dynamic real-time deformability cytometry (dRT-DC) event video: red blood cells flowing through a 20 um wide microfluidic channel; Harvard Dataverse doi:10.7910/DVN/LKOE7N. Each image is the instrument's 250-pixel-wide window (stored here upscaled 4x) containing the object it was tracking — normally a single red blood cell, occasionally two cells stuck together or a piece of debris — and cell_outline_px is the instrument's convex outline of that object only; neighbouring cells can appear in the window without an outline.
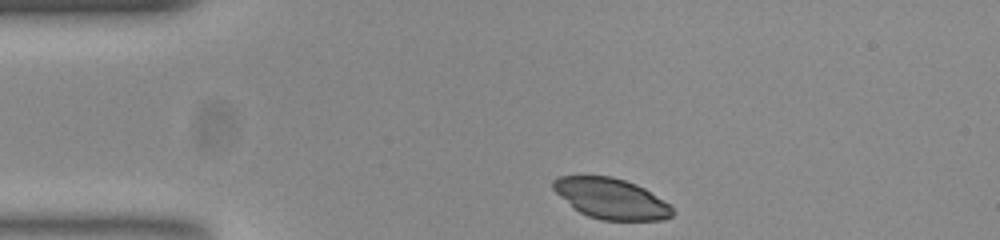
{"species": "common noctule bat (a hibernating species)", "species_latin": "Nyctalus noctula", "temperature_condition": "room temperature", "stored_images_in_passage": 35, "camera_frame_rate_fps": 3000, "um_per_image_px": 0.085, "animal": {"sex": "female", "body_mass_g": 23.0, "forearm_length_mm": 53.4}, "frame": {"image": 1, "passage_image": 1, "time_ms": 0.0, "image_size_px": [1000, 240], "cell_outline_px": [[672, 216], [660, 220], [600, 220], [588, 216], [580, 212], [556, 192], [552, 188], [552, 180], [560, 176], [612, 176], [636, 184], [644, 188], [668, 204], [672, 208]], "centroid_in_image_um": [51.92, 16.87], "position_along_channel_um": 33.1, "area_um2": 27.74}}
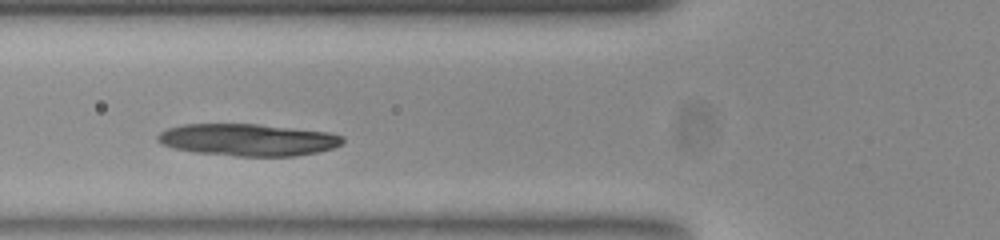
{"frame": {"image": 2, "passage_image": 10, "time_ms": 3.0, "image_size_px": [1000, 240], "cell_outline_px": [[344, 140], [340, 144], [332, 148], [316, 152], [292, 156], [236, 156], [196, 152], [176, 148], [164, 144], [156, 136], [160, 132], [168, 128], [184, 124], [256, 124], [328, 132], [344, 136]], "centroid_in_image_um": [21.09, 11.88], "position_along_channel_um": 104.7, "area_um2": 34.1}}
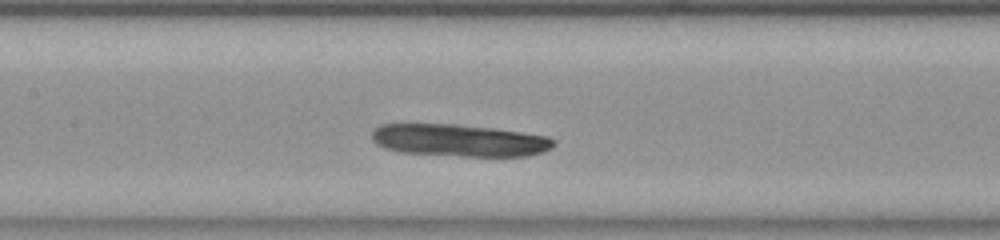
{"frame": {"image": 3, "passage_image": 15, "time_ms": 4.667, "image_size_px": [1000, 240], "cell_outline_px": [[556, 144], [552, 148], [544, 152], [528, 156], [464, 156], [400, 152], [384, 148], [376, 144], [372, 140], [372, 132], [380, 124], [456, 124], [520, 132], [548, 136], [556, 140]], "centroid_in_image_um": [39.05, 11.93], "position_along_channel_um": 168.3, "area_um2": 34.16}}